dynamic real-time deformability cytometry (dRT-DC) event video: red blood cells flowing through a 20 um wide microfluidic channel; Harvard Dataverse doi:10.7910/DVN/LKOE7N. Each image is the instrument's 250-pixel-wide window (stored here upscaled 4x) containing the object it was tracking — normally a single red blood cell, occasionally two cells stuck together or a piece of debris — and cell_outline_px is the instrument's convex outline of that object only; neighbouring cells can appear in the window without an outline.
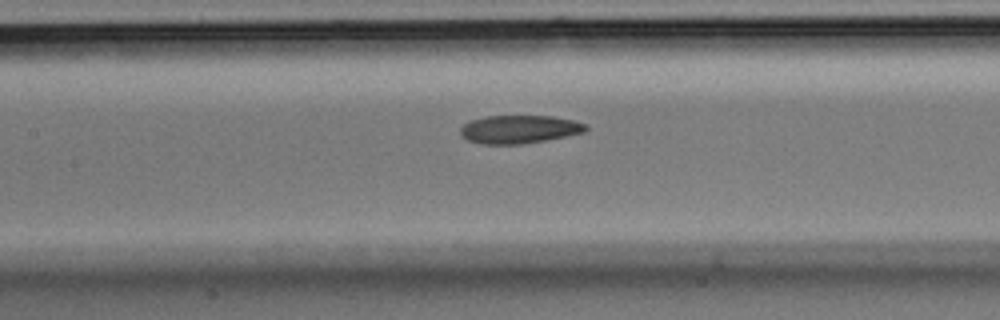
{"species": "Egyptian fruit bat (a non-hibernating species)", "species_latin": "Rousettus aegyptiacus", "temperature_condition": "room temperature", "stored_images_in_passage": 24, "camera_frame_rate_fps": 3000, "um_per_image_px": 0.085, "animal": {"sex": "male"}, "frame": {"image": 1, "passage_image": 8, "time_ms": 2.333, "image_size_px": [1000, 320], "cell_outline_px": [[588, 128], [584, 132], [524, 144], [484, 144], [468, 140], [460, 136], [460, 128], [464, 124], [472, 120], [488, 116], [552, 116], [572, 120], [584, 124]], "centroid_in_image_um": [44.1, 10.99], "position_along_channel_um": 163.3, "area_um2": 20.35}}
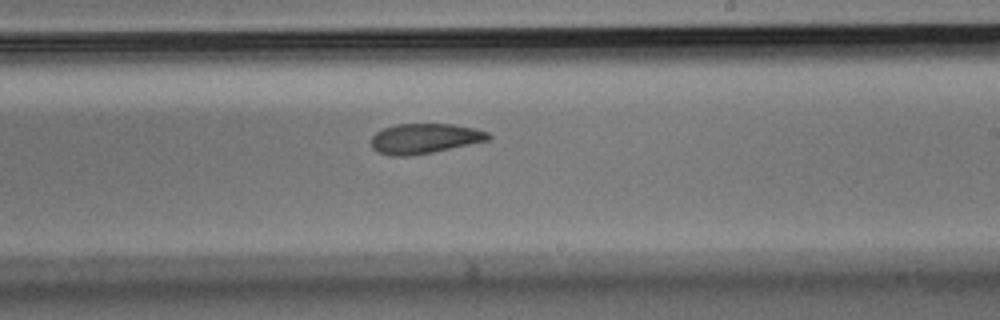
{"frame": {"image": 2, "passage_image": 13, "time_ms": 4.0, "image_size_px": [1000, 320], "cell_outline_px": [[492, 136], [488, 140], [432, 152], [408, 156], [392, 156], [380, 152], [372, 148], [372, 136], [376, 132], [384, 128], [396, 124], [452, 124], [476, 128], [488, 132]], "centroid_in_image_um": [36.1, 11.76], "position_along_channel_um": 252.9, "area_um2": 20.35}}
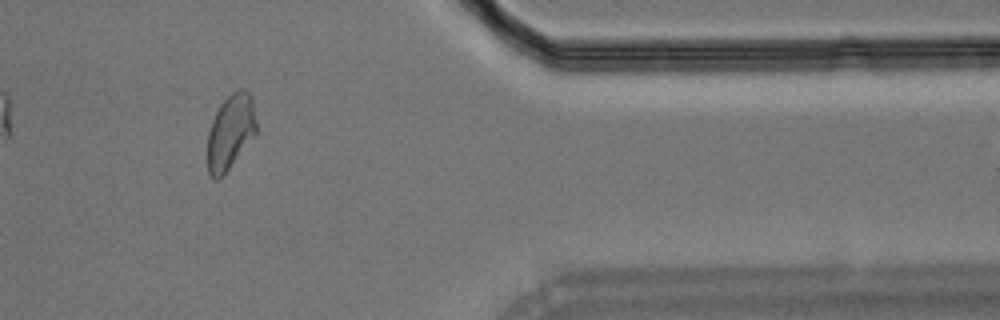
{"frame": {"image": 3, "passage_image": 22, "time_ms": 7.0, "image_size_px": [1000, 320], "cell_outline_px": [[256, 132], [224, 176], [216, 180], [208, 172], [208, 132], [212, 120], [220, 104], [232, 92], [240, 88], [248, 92], [252, 96], [256, 120]], "centroid_in_image_um": [19.59, 11.21], "position_along_channel_um": 391.8, "area_um2": 21.21}}